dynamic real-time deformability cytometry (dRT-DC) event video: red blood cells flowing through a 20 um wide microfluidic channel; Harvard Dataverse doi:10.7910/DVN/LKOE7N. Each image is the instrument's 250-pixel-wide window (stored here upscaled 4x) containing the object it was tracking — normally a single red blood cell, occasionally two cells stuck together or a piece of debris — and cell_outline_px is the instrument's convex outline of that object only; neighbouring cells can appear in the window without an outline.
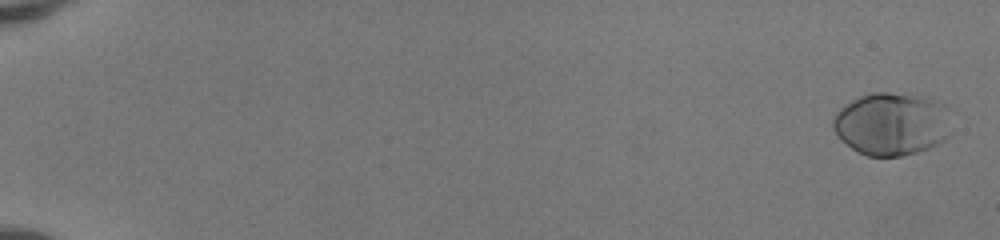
{"species": "human", "species_latin": "Homo sapiens", "temperature_condition": "room temperature", "stored_images_in_passage": 52, "camera_frame_rate_fps": 3000, "um_per_image_px": 0.085, "donor": {"sex": "female"}, "frame": {"image": 1, "passage_image": 2, "time_ms": 0.333, "image_size_px": [1000, 240], "cell_outline_px": [[952, 132], [944, 140], [928, 148], [916, 152], [900, 156], [868, 156], [852, 148], [840, 140], [836, 136], [832, 128], [832, 116], [840, 108], [852, 100], [860, 96], [872, 92], [888, 92], [924, 96], [948, 104], [952, 108]], "centroid_in_image_um": [75.86, 10.51], "position_along_channel_um": 9.1, "area_um2": 44.45}}
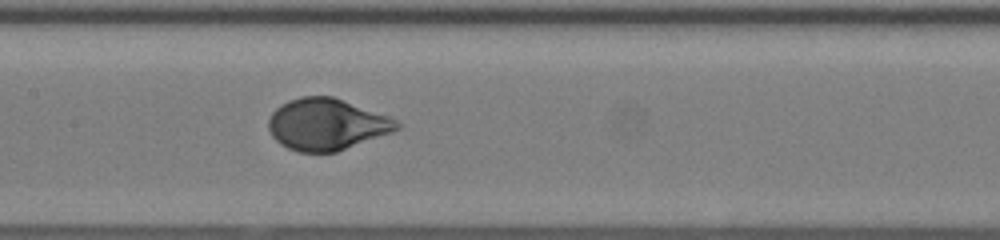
{"frame": {"image": 2, "passage_image": 29, "time_ms": 9.333, "image_size_px": [1000, 240], "cell_outline_px": [[400, 128], [392, 132], [336, 152], [300, 152], [288, 148], [280, 144], [272, 136], [268, 128], [268, 120], [272, 112], [276, 108], [288, 100], [300, 96], [332, 96], [388, 116], [396, 120], [400, 124]], "centroid_in_image_um": [27.74, 10.57], "position_along_channel_um": 179.7, "area_um2": 38.38}}
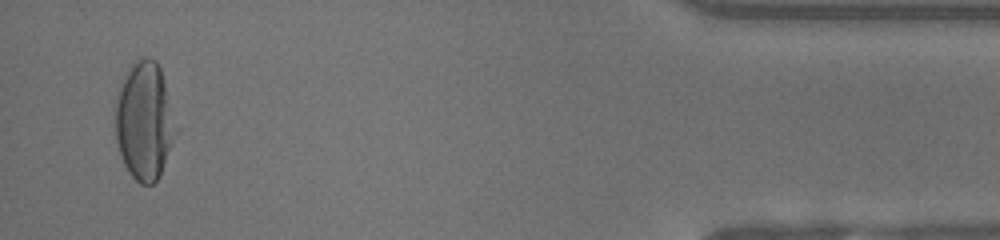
{"frame": {"image": 3, "passage_image": 51, "time_ms": 16.667, "image_size_px": [1000, 240], "cell_outline_px": [[168, 148], [160, 176], [152, 184], [140, 184], [128, 172], [120, 156], [116, 140], [116, 104], [120, 80], [128, 68], [136, 60], [144, 56], [156, 60], [160, 68], [164, 80], [168, 140]], "centroid_in_image_um": [12.1, 10.26], "position_along_channel_um": 423.1, "area_um2": 38.73}, "authors_computed_cell_mechanics": {"area_um2": 39.1595, "velocity_mm_per_s": 4.1407, "shape_relaxation_time_tau1_ms": 2.8166, "shape_relaxation_time_tau2_ms": null, "deformation_change_tau1": 0.1816, "deformation_change_tau2": null}}